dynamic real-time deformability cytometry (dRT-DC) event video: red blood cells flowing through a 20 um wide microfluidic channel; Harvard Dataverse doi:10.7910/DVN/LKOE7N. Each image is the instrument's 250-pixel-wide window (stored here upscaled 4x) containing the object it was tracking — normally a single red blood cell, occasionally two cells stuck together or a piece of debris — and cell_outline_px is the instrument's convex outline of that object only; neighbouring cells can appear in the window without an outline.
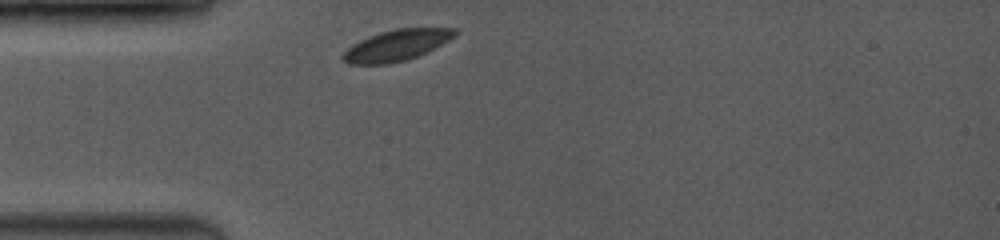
{"species": "common noctule bat (a hibernating species)", "species_latin": "Nyctalus noctula", "temperature_condition": "room temperature", "stored_images_in_passage": 24, "camera_frame_rate_fps": 3500, "um_per_image_px": 0.085, "animal": {"sex": "female", "body_mass_g": 19.0, "forearm_length_mm": 53.3}, "frame": {"image": 1, "passage_image": 1, "time_ms": 0.0, "image_size_px": [1000, 240], "cell_outline_px": [[456, 36], [416, 56], [404, 60], [384, 64], [348, 64], [340, 56], [352, 44], [368, 36], [380, 32], [396, 28], [456, 28]], "centroid_in_image_um": [33.66, 3.84], "position_along_channel_um": 51.3, "area_um2": 19.88}}
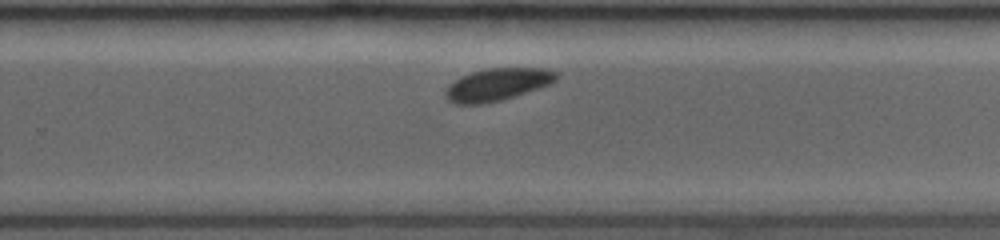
{"frame": {"image": 2, "passage_image": 14, "time_ms": 6.286, "image_size_px": [1000, 240], "cell_outline_px": [[560, 76], [556, 80], [548, 84], [500, 100], [480, 104], [456, 104], [448, 100], [444, 96], [444, 92], [448, 84], [460, 76], [472, 72], [488, 68], [544, 68], [560, 72]], "centroid_in_image_um": [42.24, 7.16], "position_along_channel_um": 287.6, "area_um2": 20.81}}
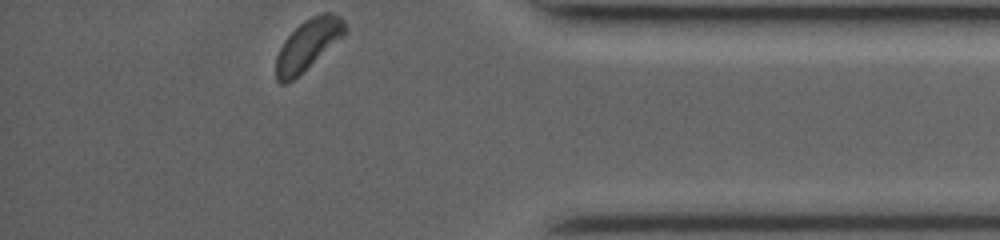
{"frame": {"image": 3, "passage_image": 24, "time_ms": 9.714, "image_size_px": [1000, 240], "cell_outline_px": [[348, 28], [344, 36], [292, 80], [284, 84], [280, 84], [276, 80], [276, 56], [284, 40], [304, 20], [312, 16], [324, 12], [332, 12], [340, 16], [344, 20]], "centroid_in_image_um": [26.19, 3.77], "position_along_channel_um": 409.0, "area_um2": 20.17}, "authors_computed_cell_mechanics": {"area_um2": 20.8369, "velocity_mm_per_s": 3.9312, "shape_relaxation_time_tau1_ms": 0.8641, "shape_relaxation_time_tau2_ms": null, "deformation_change_tau1": 0.0515, "deformation_change_tau2": null}}